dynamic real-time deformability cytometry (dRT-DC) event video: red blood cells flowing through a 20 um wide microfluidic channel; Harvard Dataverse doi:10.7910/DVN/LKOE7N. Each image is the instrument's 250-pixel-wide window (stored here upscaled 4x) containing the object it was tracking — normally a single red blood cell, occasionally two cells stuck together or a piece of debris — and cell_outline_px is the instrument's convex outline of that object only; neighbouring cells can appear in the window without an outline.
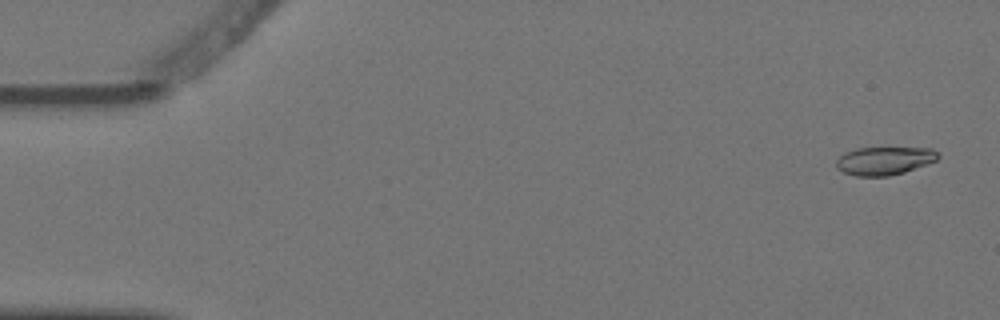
{"species": "Egyptian fruit bat (a non-hibernating species)", "species_latin": "Rousettus aegyptiacus", "temperature_condition": "warm", "stored_images_in_passage": 3, "camera_frame_rate_fps": 3000, "um_per_image_px": 0.085, "animal": {"sex": "female"}, "frame": {"image": 1, "passage_image": 1, "time_ms": 0.0, "image_size_px": [1000, 320], "cell_outline_px": [[940, 156], [936, 160], [904, 172], [888, 176], [856, 176], [844, 172], [836, 168], [836, 160], [844, 152], [856, 148], [932, 148]], "centroid_in_image_um": [75.13, 13.66], "position_along_channel_um": 9.9, "area_um2": 16.59}}